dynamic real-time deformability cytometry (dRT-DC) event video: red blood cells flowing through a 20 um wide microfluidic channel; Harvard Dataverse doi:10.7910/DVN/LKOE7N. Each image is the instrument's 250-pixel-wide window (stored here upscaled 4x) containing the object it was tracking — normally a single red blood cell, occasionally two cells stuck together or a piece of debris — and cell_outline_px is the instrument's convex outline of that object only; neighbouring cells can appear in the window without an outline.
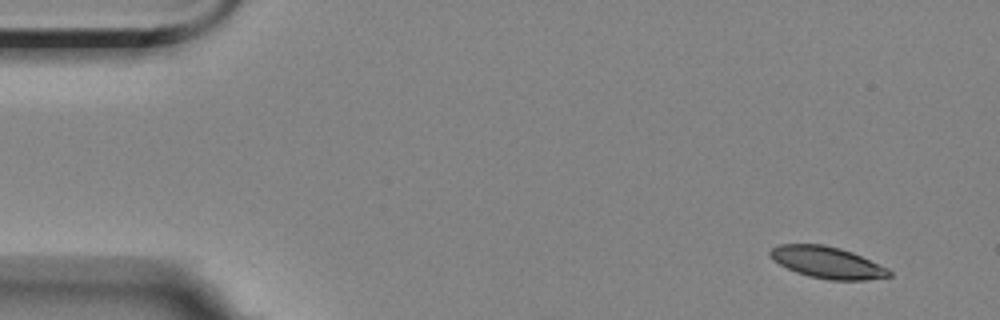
{"species": "Egyptian fruit bat (a non-hibernating species)", "species_latin": "Rousettus aegyptiacus", "temperature_condition": "room temperature", "stored_images_in_passage": 4, "camera_frame_rate_fps": 3000, "um_per_image_px": 0.085, "animal": {"sex": "female"}, "frame": {"image": 1, "passage_image": 1, "time_ms": 0.0, "image_size_px": [1000, 320], "cell_outline_px": [[892, 276], [864, 280], [828, 280], [808, 276], [796, 272], [772, 260], [768, 252], [776, 244], [824, 244], [840, 248], [852, 252], [888, 268], [892, 272]], "centroid_in_image_um": [70.3, 22.3], "position_along_channel_um": 14.7, "area_um2": 22.02}}
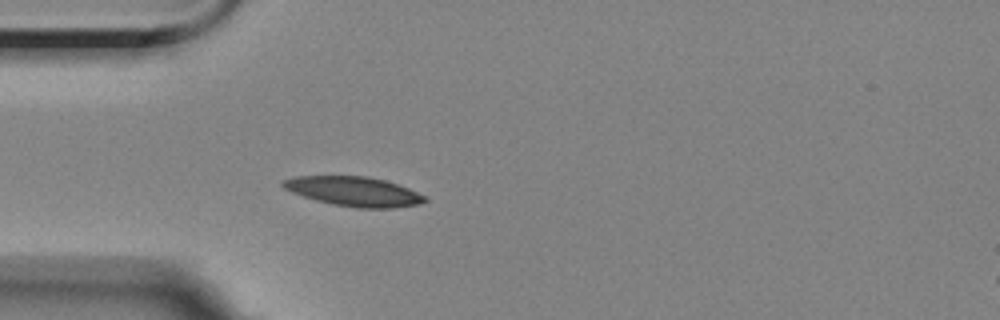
{"frame": {"image": 2, "passage_image": 4, "time_ms": 4.0, "image_size_px": [1000, 320], "cell_outline_px": [[428, 200], [420, 204], [392, 208], [356, 208], [332, 204], [316, 200], [292, 192], [284, 188], [280, 184], [280, 180], [296, 176], [368, 176], [384, 180], [408, 188], [428, 196]], "centroid_in_image_um": [30.09, 16.27], "position_along_channel_um": 54.9, "area_um2": 24.51}}